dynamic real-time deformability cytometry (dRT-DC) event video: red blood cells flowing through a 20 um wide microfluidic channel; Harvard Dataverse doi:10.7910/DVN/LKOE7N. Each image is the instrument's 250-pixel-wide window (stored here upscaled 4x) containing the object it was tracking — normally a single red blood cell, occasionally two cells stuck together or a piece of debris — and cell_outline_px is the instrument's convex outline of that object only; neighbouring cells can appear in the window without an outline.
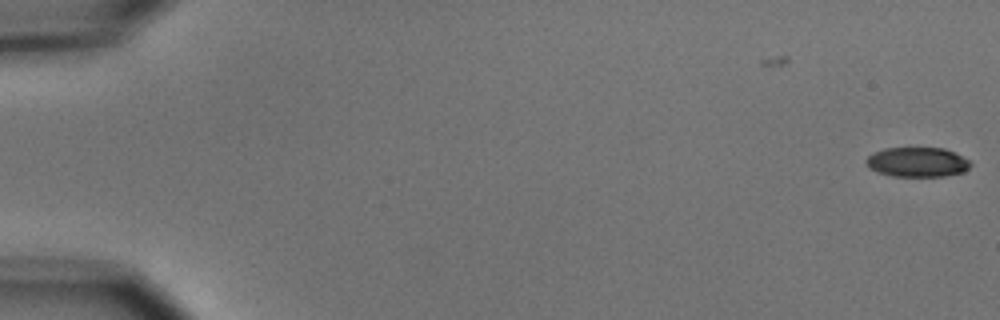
{"species": "common noctule bat (a hibernating species)", "species_latin": "Nyctalus noctula", "temperature_condition": "cold", "stored_images_in_passage": 2, "camera_frame_rate_fps": 3000, "um_per_image_px": 0.085, "animal": {"sex": "male", "body_mass_g": 15.6}, "frame": {"image": 1, "passage_image": 2, "time_ms": 1.333, "image_size_px": [1000, 320], "cell_outline_px": [[972, 164], [964, 172], [944, 176], [892, 176], [868, 168], [864, 160], [872, 152], [884, 148], [944, 148], [968, 160]], "centroid_in_image_um": [77.93, 13.78], "position_along_channel_um": 7.1, "area_um2": 17.98}}